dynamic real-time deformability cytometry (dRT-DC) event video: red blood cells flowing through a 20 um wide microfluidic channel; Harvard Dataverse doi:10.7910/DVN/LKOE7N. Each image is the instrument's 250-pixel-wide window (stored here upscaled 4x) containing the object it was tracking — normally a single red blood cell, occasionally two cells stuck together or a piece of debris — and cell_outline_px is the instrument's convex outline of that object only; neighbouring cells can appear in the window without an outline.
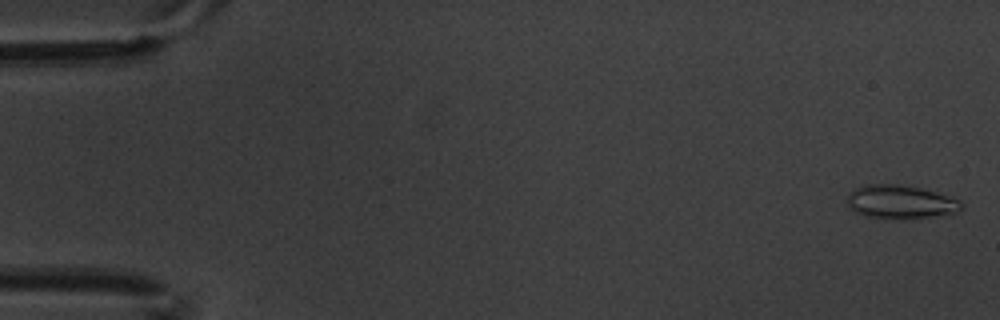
{"species": "common noctule bat (a hibernating species)", "species_latin": "Nyctalus noctula", "temperature_condition": "warm", "stored_images_in_passage": 7, "camera_frame_rate_fps": 3000, "um_per_image_px": 0.085, "animal": {"sex": "male", "body_mass_g": 20.1, "forearm_length_mm": 53.5}, "frame": {"image": 1, "passage_image": 1, "time_ms": 0.0, "image_size_px": [1000, 320], "cell_outline_px": [[964, 208], [956, 212], [904, 220], [888, 220], [864, 216], [856, 212], [848, 204], [848, 192], [864, 184], [896, 184], [920, 188], [952, 196], [960, 200], [964, 204]], "centroid_in_image_um": [76.55, 17.18], "position_along_channel_um": 8.4, "area_um2": 22.72}}
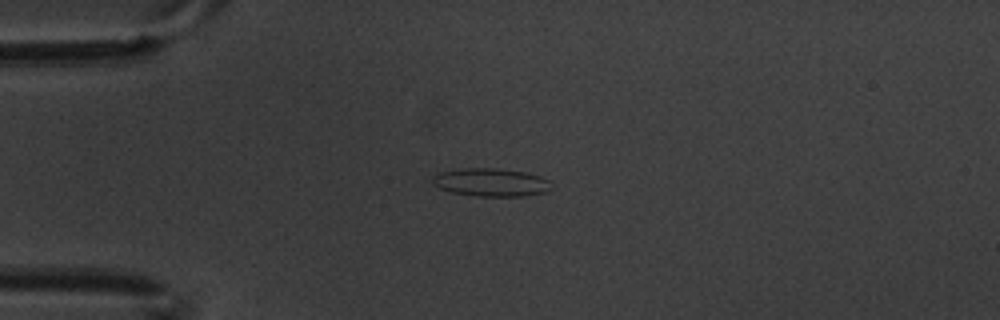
{"frame": {"image": 2, "passage_image": 5, "time_ms": 1.333, "image_size_px": [1000, 320], "cell_outline_px": [[552, 188], [548, 192], [524, 196], [476, 196], [452, 192], [440, 188], [432, 180], [432, 176], [440, 172], [468, 168], [496, 168], [524, 172], [540, 176], [548, 180]], "centroid_in_image_um": [41.78, 15.5], "position_along_channel_um": 43.2, "area_um2": 19.31}}
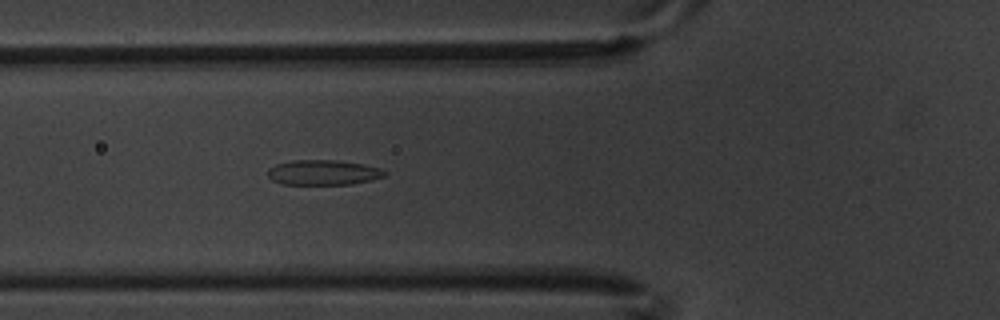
{"frame": {"image": 3, "passage_image": 7, "time_ms": 2.0, "image_size_px": [1000, 320], "cell_outline_px": [[388, 172], [384, 176], [372, 180], [352, 184], [284, 184], [272, 180], [268, 176], [268, 168], [276, 164], [292, 160], [336, 160], [364, 164], [380, 168]], "centroid_in_image_um": [27.49, 14.65], "position_along_channel_um": 98.3, "area_um2": 17.11}}